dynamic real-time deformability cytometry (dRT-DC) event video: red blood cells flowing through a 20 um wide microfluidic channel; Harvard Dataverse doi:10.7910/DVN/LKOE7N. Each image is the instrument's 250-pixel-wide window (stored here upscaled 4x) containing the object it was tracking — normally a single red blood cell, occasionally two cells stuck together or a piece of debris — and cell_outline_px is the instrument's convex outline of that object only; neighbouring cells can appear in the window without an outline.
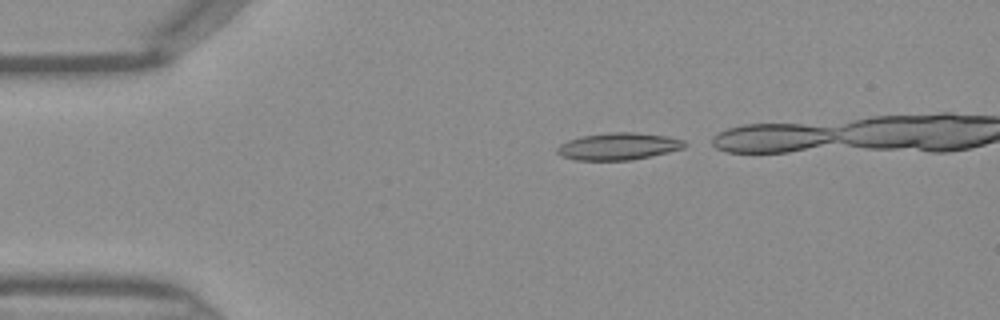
{"species": "Egyptian fruit bat (a non-hibernating species)", "species_latin": "Rousettus aegyptiacus", "temperature_condition": "warm", "stored_images_in_passage": 23, "camera_frame_rate_fps": 3000, "um_per_image_px": 0.085, "frame": {"image": 1, "passage_image": 1, "time_ms": 0.0, "image_size_px": [1000, 320], "cell_outline_px": [[688, 144], [684, 148], [668, 152], [632, 160], [576, 160], [560, 156], [556, 152], [556, 148], [560, 144], [568, 140], [580, 136], [608, 132], [636, 132], [668, 136], [684, 140]], "centroid_in_image_um": [52.56, 12.43], "position_along_channel_um": 32.4, "area_um2": 20.35}}
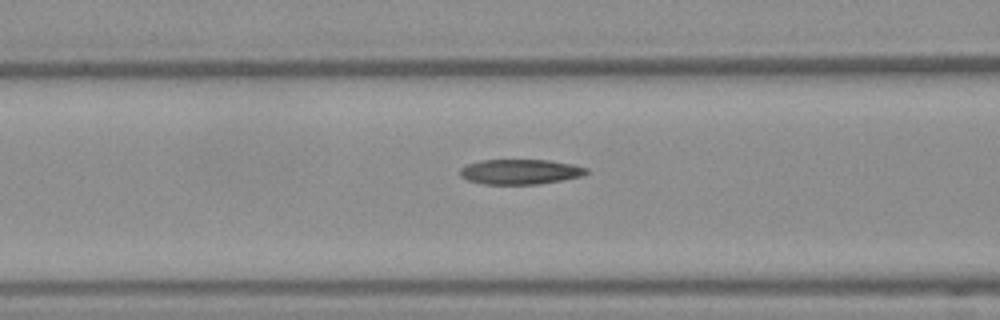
{"frame": {"image": 2, "passage_image": 10, "time_ms": 3.0, "image_size_px": [1000, 320], "cell_outline_px": [[588, 172], [580, 176], [540, 184], [484, 184], [468, 180], [460, 176], [460, 168], [468, 164], [480, 160], [548, 160], [572, 164], [588, 168]], "centroid_in_image_um": [44.19, 14.59], "position_along_channel_um": 122.4, "area_um2": 18.32}}
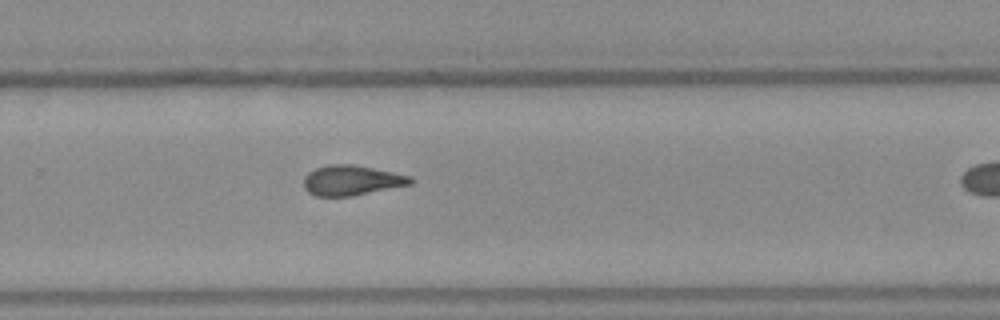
{"frame": {"image": 3, "passage_image": 22, "time_ms": 7.0, "image_size_px": [1000, 320], "cell_outline_px": [[416, 180], [412, 184], [352, 196], [316, 196], [308, 192], [304, 188], [304, 176], [308, 172], [316, 168], [328, 164], [352, 164], [412, 176]], "centroid_in_image_um": [29.9, 15.33], "position_along_channel_um": 299.9, "area_um2": 18.79}}